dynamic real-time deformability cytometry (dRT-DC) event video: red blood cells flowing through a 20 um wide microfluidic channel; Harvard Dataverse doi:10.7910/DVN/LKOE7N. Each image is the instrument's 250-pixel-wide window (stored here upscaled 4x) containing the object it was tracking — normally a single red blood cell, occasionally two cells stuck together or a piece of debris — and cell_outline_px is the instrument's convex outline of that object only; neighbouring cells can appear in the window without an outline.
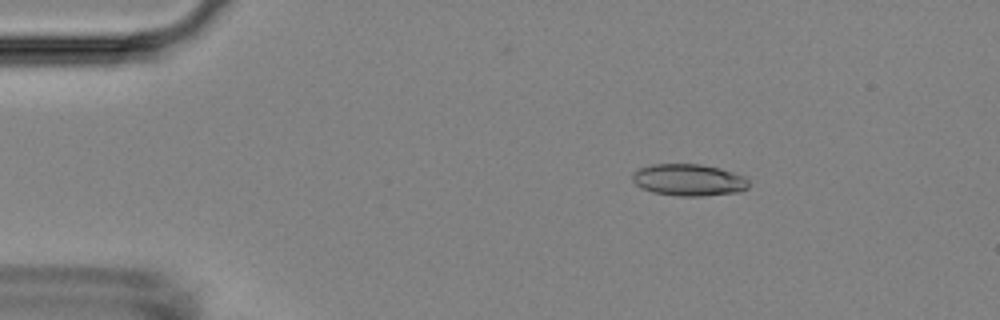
{"species": "Egyptian fruit bat (a non-hibernating species)", "species_latin": "Rousettus aegyptiacus", "temperature_condition": "room temperature", "stored_images_in_passage": 54, "camera_frame_rate_fps": 3000, "um_per_image_px": 0.085, "animal": {"sex": "female"}, "frame": {"image": 1, "passage_image": 9, "time_ms": 2.667, "image_size_px": [1000, 320], "cell_outline_px": [[748, 188], [740, 192], [700, 196], [676, 196], [652, 192], [636, 184], [632, 180], [632, 172], [640, 168], [652, 164], [700, 164], [720, 168], [748, 176]], "centroid_in_image_um": [58.58, 15.29], "position_along_channel_um": 26.4, "area_um2": 21.79}}
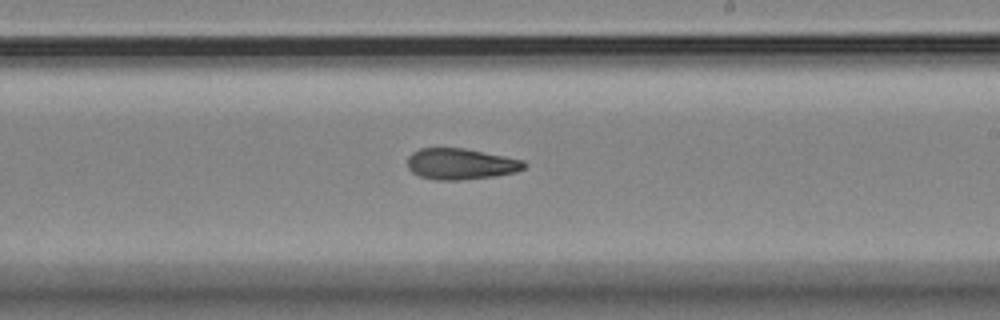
{"frame": {"image": 2, "passage_image": 32, "time_ms": 10.333, "image_size_px": [1000, 320], "cell_outline_px": [[528, 164], [524, 168], [516, 172], [496, 176], [460, 180], [436, 180], [420, 176], [412, 172], [408, 168], [408, 156], [412, 152], [420, 148], [464, 148], [524, 160]], "centroid_in_image_um": [39.17, 13.94], "position_along_channel_um": 249.8, "area_um2": 21.21}}
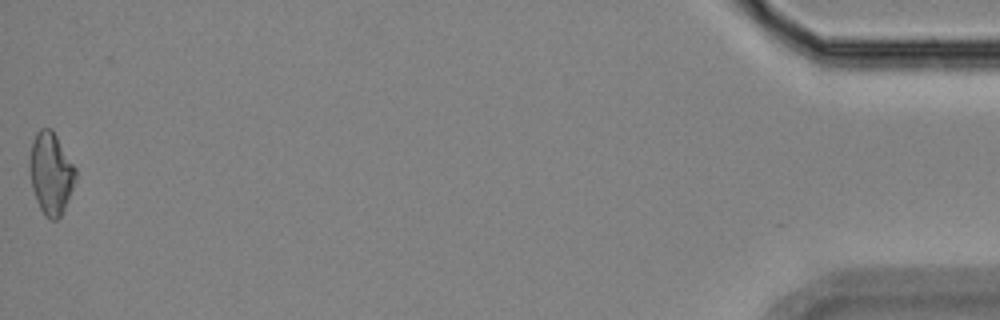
{"frame": {"image": 3, "passage_image": 54, "time_ms": 17.667, "image_size_px": [1000, 320], "cell_outline_px": [[76, 180], [64, 208], [60, 216], [56, 220], [48, 220], [44, 216], [36, 200], [32, 188], [28, 168], [28, 160], [32, 140], [36, 132], [40, 128], [52, 128], [76, 168]], "centroid_in_image_um": [4.3, 14.71], "position_along_channel_um": 430.9, "area_um2": 22.25}, "authors_computed_cell_mechanics": {"area_um2": 21.4438, "velocity_mm_per_s": 3.7322, "shape_relaxation_time_tau1_ms": null, "shape_relaxation_time_tau2_ms": 8.6435, "deformation_change_tau1": null, "deformation_change_tau2": 0.1808}}